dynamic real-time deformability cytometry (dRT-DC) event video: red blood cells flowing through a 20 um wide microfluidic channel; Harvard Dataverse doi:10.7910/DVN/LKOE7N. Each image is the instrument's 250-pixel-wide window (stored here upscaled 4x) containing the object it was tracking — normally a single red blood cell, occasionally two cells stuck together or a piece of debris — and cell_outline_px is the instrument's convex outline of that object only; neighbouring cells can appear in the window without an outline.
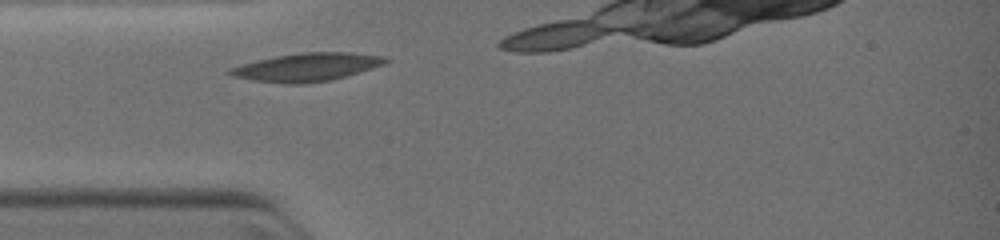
{"species": "common noctule bat (a hibernating species)", "species_latin": "Nyctalus noctula", "temperature_condition": "warm", "stored_images_in_passage": 2, "segment_of_instrument_passage": [1, 2], "camera_frame_rate_fps": 3000, "um_per_image_px": 0.085, "animal": {"sex": "female", "body_mass_g": 19.0, "forearm_length_mm": 51.5}, "frame": {"image": 1, "passage_image": 1, "time_ms": 0.0, "image_size_px": [1000, 240], "cell_outline_px": [[388, 60], [384, 64], [372, 68], [332, 80], [304, 84], [284, 84], [252, 80], [232, 76], [224, 72], [228, 68], [256, 60], [276, 56], [300, 52], [352, 52], [384, 56]], "centroid_in_image_um": [26.03, 5.71], "position_along_channel_um": 59.0, "area_um2": 25.72}}